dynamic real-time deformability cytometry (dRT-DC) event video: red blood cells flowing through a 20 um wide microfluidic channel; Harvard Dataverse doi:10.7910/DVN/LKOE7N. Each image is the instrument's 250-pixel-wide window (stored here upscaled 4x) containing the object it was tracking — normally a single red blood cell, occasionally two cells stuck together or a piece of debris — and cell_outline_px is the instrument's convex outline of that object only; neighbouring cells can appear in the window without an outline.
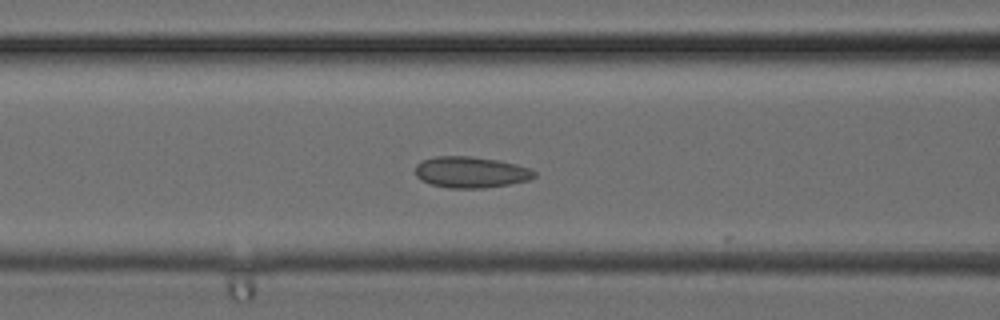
{"species": "common noctule bat (a hibernating species)", "species_latin": "Nyctalus noctula", "temperature_condition": "cold", "stored_images_in_passage": 17, "camera_frame_rate_fps": 3000, "um_per_image_px": 0.085, "animal": {"sex": "female", "body_mass_g": 24.6, "forearm_length_mm": 56.2}, "frame": {"image": 1, "passage_image": 14, "time_ms": 4.333, "image_size_px": [1000, 320], "cell_outline_px": [[536, 176], [528, 180], [508, 184], [484, 188], [448, 188], [432, 184], [420, 180], [416, 176], [416, 164], [424, 160], [436, 156], [472, 156], [500, 160], [516, 164], [528, 168], [536, 172]], "centroid_in_image_um": [40.02, 14.63], "position_along_channel_um": 126.6, "area_um2": 21.62}}
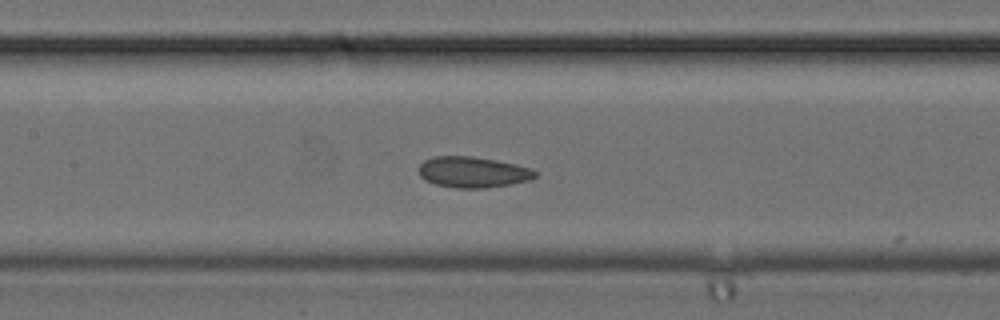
{"frame": {"image": 2, "passage_image": 16, "time_ms": 5.0, "image_size_px": [1000, 320], "cell_outline_px": [[536, 176], [532, 180], [512, 184], [484, 188], [456, 188], [436, 184], [424, 180], [420, 176], [420, 164], [424, 160], [436, 156], [472, 156], [496, 160], [516, 164], [532, 168], [536, 172]], "centroid_in_image_um": [40.22, 14.63], "position_along_channel_um": 167.2, "area_um2": 21.04}}